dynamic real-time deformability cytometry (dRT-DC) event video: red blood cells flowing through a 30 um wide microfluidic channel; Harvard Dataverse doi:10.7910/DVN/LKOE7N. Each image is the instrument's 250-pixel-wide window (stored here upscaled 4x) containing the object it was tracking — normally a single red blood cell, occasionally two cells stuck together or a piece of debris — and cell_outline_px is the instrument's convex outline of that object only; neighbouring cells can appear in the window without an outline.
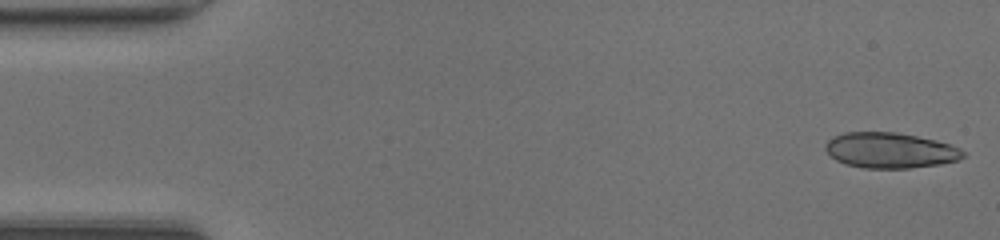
{"species": "common noctule bat (a hibernating species)", "species_latin": "Nyctalus noctula", "temperature_condition": "room temperature", "stored_images_in_passage": 47, "camera_frame_rate_fps": 3000, "um_per_image_px": 0.085, "animal": {"sex": "female", "body_mass_g": 20.0, "forearm_length_mm": 54.0}, "frame": {"image": 1, "passage_image": 1, "time_ms": 0.0, "image_size_px": [1000, 240], "cell_outline_px": [[964, 156], [956, 160], [940, 164], [908, 168], [864, 168], [844, 164], [836, 160], [824, 148], [824, 144], [832, 136], [844, 132], [896, 132], [936, 140], [960, 148], [964, 152]], "centroid_in_image_um": [75.62, 12.77], "position_along_channel_um": 9.4, "area_um2": 28.44}}
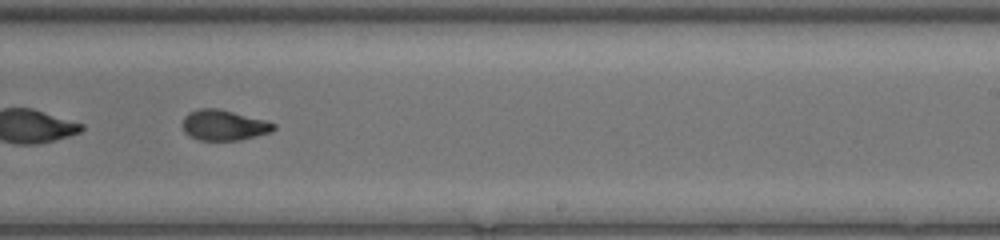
{"frame": {"image": 2, "passage_image": 29, "time_ms": 9.333, "image_size_px": [1000, 240], "cell_outline_px": [[276, 128], [272, 132], [240, 140], [200, 140], [188, 136], [184, 132], [184, 116], [188, 112], [200, 108], [216, 108], [264, 120], [276, 124]], "centroid_in_image_um": [19.02, 10.65], "position_along_channel_um": 270.0, "area_um2": 16.07}}
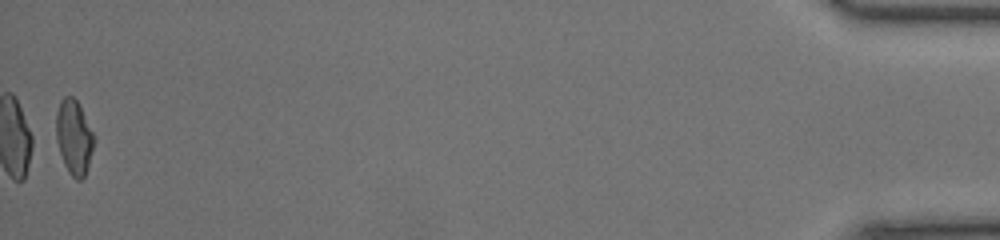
{"frame": {"image": 3, "passage_image": 47, "time_ms": 15.333, "image_size_px": [1000, 240], "cell_outline_px": [[96, 140], [84, 176], [80, 180], [76, 180], [68, 172], [64, 164], [56, 140], [56, 112], [60, 100], [64, 96], [72, 96], [76, 100], [96, 136]], "centroid_in_image_um": [6.29, 11.65], "position_along_channel_um": 428.9, "area_um2": 16.53}, "authors_computed_cell_mechanics": {"area_um2": 16.762, "velocity_mm_per_s": 4.335, "shape_relaxation_time_tau1_ms": 8.9405, "shape_relaxation_time_tau2_ms": 1.7339, "deformation_change_tau1": 0.3106, "deformation_change_tau2": 0.0732}}